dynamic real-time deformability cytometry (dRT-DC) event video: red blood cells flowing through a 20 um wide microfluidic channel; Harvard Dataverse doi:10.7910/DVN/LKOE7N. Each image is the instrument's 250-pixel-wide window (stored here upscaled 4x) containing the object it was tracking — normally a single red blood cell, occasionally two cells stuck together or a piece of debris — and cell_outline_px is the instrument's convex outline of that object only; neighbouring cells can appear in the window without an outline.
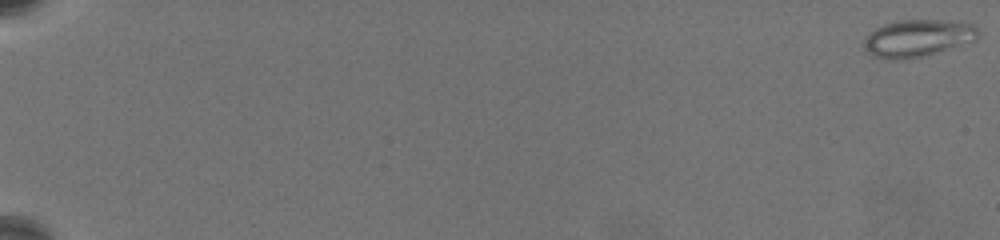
{"species": "common noctule bat (a hibernating species)", "species_latin": "Nyctalus noctula", "temperature_condition": "warm", "stored_images_in_passage": 66, "camera_frame_rate_fps": 3000, "um_per_image_px": 0.085, "animal": {"sex": "female", "body_mass_g": 19.5, "forearm_length_mm": 54.1}, "frame": {"image": 1, "passage_image": 1, "time_ms": 0.0, "image_size_px": [1000, 240], "cell_outline_px": [[980, 36], [976, 40], [920, 56], [888, 60], [876, 56], [868, 52], [864, 48], [864, 40], [876, 28], [884, 24], [904, 20], [936, 20], [968, 24], [976, 28], [980, 32]], "centroid_in_image_um": [77.99, 3.24], "position_along_channel_um": 7.0, "area_um2": 23.81}}
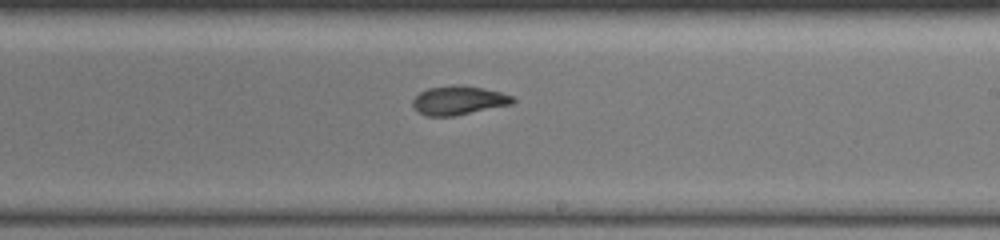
{"frame": {"image": 2, "passage_image": 43, "time_ms": 14.0, "image_size_px": [1000, 240], "cell_outline_px": [[516, 100], [512, 104], [456, 116], [428, 116], [420, 112], [412, 104], [412, 100], [420, 92], [428, 88], [480, 88], [500, 92], [512, 96]], "centroid_in_image_um": [39.0, 8.59], "position_along_channel_um": 250.0, "area_um2": 15.95}}
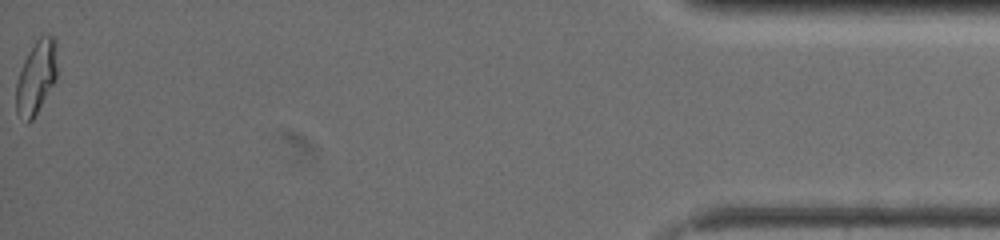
{"frame": {"image": 3, "passage_image": 66, "time_ms": 21.667, "image_size_px": [1000, 240], "cell_outline_px": [[56, 80], [32, 120], [28, 124], [16, 112], [16, 84], [24, 60], [28, 52], [36, 40], [40, 36], [52, 36], [56, 40]], "centroid_in_image_um": [3.08, 6.58], "position_along_channel_um": 432.1, "area_um2": 17.34}, "authors_computed_cell_mechanics": {"area_um2": 17.1955, "velocity_mm_per_s": 3.4184, "shape_relaxation_time_tau1_ms": 6.5615, "shape_relaxation_time_tau2_ms": 1.7406, "deformation_change_tau1": 0.1923, "deformation_change_tau2": 0.0684}}